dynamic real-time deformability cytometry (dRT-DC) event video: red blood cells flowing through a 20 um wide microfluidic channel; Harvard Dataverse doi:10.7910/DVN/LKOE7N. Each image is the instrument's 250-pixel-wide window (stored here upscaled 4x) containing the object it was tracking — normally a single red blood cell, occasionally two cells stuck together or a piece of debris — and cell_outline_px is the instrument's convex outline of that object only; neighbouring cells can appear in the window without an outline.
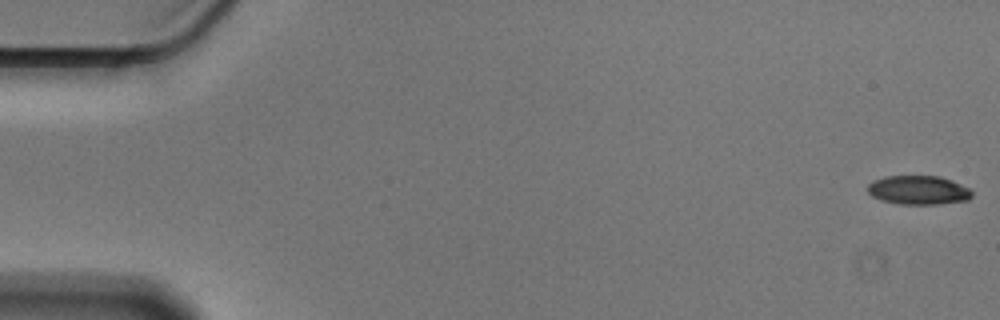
{"species": "Egyptian fruit bat (a non-hibernating species)", "species_latin": "Rousettus aegyptiacus", "temperature_condition": "cold", "stored_images_in_passage": 56, "camera_frame_rate_fps": 3000, "um_per_image_px": 0.085, "animal": {"sex": "male"}, "frame": {"image": 1, "passage_image": 1, "time_ms": 0.0, "image_size_px": [1000, 320], "cell_outline_px": [[972, 196], [968, 200], [936, 204], [900, 204], [880, 200], [872, 196], [868, 192], [868, 184], [872, 180], [884, 176], [940, 176], [952, 180], [968, 188], [972, 192]], "centroid_in_image_um": [78.04, 16.15], "position_along_channel_um": 7.0, "area_um2": 17.63}}
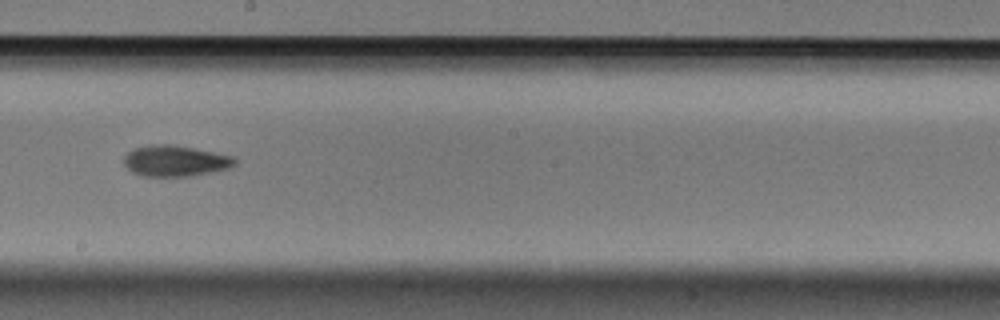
{"frame": {"image": 2, "passage_image": 32, "time_ms": 10.333, "image_size_px": [1000, 320], "cell_outline_px": [[236, 164], [228, 168], [212, 172], [192, 176], [140, 176], [132, 172], [124, 164], [124, 156], [132, 148], [152, 144], [172, 144], [216, 152], [236, 156]], "centroid_in_image_um": [14.9, 13.67], "position_along_channel_um": 233.3, "area_um2": 20.29}}
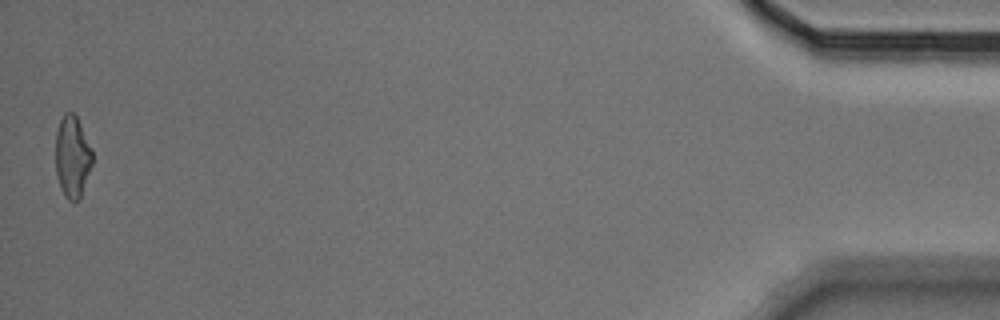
{"frame": {"image": 3, "passage_image": 56, "time_ms": 18.333, "image_size_px": [1000, 320], "cell_outline_px": [[92, 164], [80, 200], [68, 200], [64, 196], [56, 176], [56, 132], [60, 120], [64, 112], [72, 112], [76, 116], [92, 148]], "centroid_in_image_um": [6.15, 13.33], "position_along_channel_um": 429.1, "area_um2": 17.57}, "authors_computed_cell_mechanics": {"area_um2": 18.7272, "velocity_mm_per_s": 3.5801, "shape_relaxation_time_tau1_ms": 4.0104, "shape_relaxation_time_tau2_ms": null, "deformation_change_tau1": 0.1484, "deformation_change_tau2": null}}